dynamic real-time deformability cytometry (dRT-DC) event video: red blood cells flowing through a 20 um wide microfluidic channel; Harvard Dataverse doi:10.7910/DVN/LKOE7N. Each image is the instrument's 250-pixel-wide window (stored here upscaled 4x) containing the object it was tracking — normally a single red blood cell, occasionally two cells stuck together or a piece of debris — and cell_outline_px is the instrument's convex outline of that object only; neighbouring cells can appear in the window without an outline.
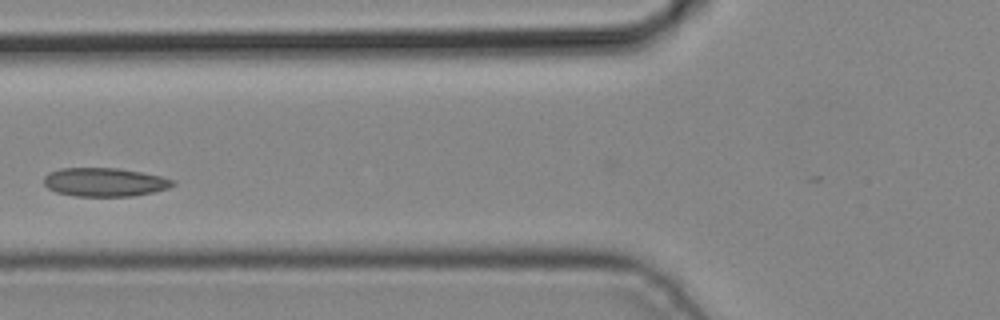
{"species": "common noctule bat (a hibernating species)", "species_latin": "Nyctalus noctula", "temperature_condition": "cold", "stored_images_in_passage": 3, "camera_frame_rate_fps": 3000, "um_per_image_px": 0.085, "animal": {"sex": "male", "body_mass_g": 19.2, "forearm_length_mm": 51.8}, "frame": {"image": 1, "passage_image": 2, "time_ms": 0.333, "image_size_px": [1000, 320], "cell_outline_px": [[176, 184], [168, 188], [152, 192], [132, 196], [76, 196], [56, 192], [48, 188], [44, 184], [44, 176], [48, 172], [60, 168], [120, 168], [160, 176], [176, 180]], "centroid_in_image_um": [8.89, 15.47], "position_along_channel_um": 116.9, "area_um2": 21.56}}
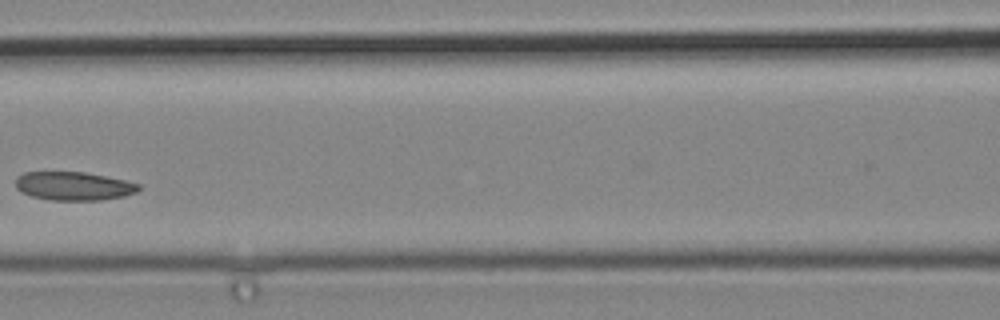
{"frame": {"image": 2, "passage_image": 3, "time_ms": 0.667, "image_size_px": [1000, 320], "cell_outline_px": [[140, 188], [136, 192], [124, 196], [100, 200], [48, 200], [32, 196], [20, 192], [16, 188], [16, 176], [24, 172], [84, 172], [124, 180], [140, 184]], "centroid_in_image_um": [6.22, 15.81], "position_along_channel_um": 160.4, "area_um2": 20.46}}